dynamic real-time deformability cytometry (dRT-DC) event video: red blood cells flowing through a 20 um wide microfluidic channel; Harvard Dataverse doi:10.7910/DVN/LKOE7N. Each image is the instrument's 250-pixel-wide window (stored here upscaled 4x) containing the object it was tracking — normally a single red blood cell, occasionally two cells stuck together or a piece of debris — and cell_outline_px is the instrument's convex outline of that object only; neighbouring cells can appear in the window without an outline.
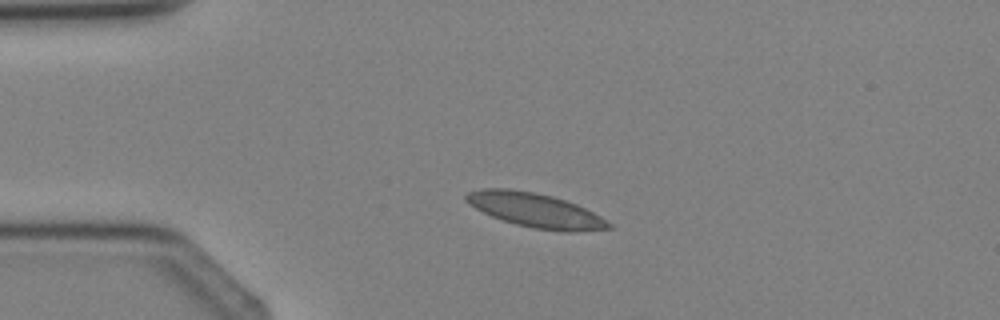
{"species": "Egyptian fruit bat (a non-hibernating species)", "species_latin": "Rousettus aegyptiacus", "temperature_condition": "cold", "stored_images_in_passage": 4, "camera_frame_rate_fps": 3000, "um_per_image_px": 0.085, "animal": {"sex": "female"}, "frame": {"image": 1, "passage_image": 3, "time_ms": 2.333, "image_size_px": [1000, 320], "cell_outline_px": [[612, 228], [572, 232], [568, 232], [532, 228], [516, 224], [492, 216], [468, 204], [464, 200], [464, 196], [468, 192], [484, 188], [508, 188], [536, 192], [552, 196], [576, 204], [600, 216], [612, 224]], "centroid_in_image_um": [45.49, 17.86], "position_along_channel_um": 39.5, "area_um2": 28.32}}